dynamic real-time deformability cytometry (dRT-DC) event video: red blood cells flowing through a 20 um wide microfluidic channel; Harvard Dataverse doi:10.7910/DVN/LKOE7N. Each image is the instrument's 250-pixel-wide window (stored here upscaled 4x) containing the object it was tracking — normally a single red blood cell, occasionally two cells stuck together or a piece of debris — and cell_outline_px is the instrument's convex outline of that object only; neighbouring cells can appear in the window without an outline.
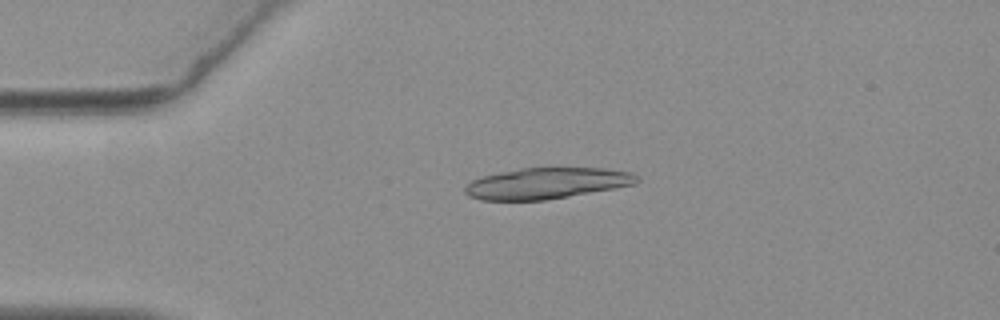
{"species": "common noctule bat (a hibernating species)", "species_latin": "Nyctalus noctula", "temperature_condition": "warm", "stored_images_in_passage": 29, "camera_frame_rate_fps": 3000, "um_per_image_px": 0.085, "animal": {"sex": "female", "body_mass_g": 19.3, "forearm_length_mm": 54.1}, "frame": {"image": 1, "passage_image": 1, "time_ms": 0.0, "image_size_px": [1000, 320], "cell_outline_px": [[640, 180], [636, 184], [616, 188], [544, 200], [480, 200], [468, 196], [464, 192], [464, 188], [472, 180], [484, 176], [500, 172], [520, 168], [604, 168], [632, 172]], "centroid_in_image_um": [46.48, 15.58], "position_along_channel_um": 38.5, "area_um2": 31.04}}